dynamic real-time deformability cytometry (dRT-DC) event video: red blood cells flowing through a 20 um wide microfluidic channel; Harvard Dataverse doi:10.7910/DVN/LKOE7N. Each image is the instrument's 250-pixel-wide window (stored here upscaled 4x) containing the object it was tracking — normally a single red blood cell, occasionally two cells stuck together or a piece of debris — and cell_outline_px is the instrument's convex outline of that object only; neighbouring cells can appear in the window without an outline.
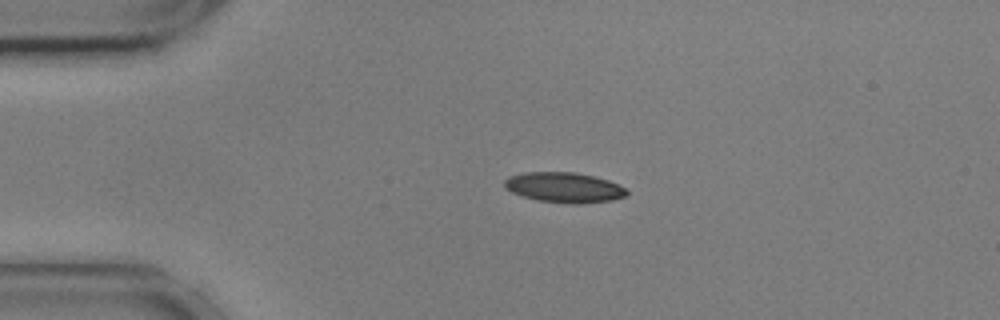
{"species": "common noctule bat (a hibernating species)", "species_latin": "Nyctalus noctula", "temperature_condition": "cold", "stored_images_in_passage": 37, "camera_frame_rate_fps": 3000, "um_per_image_px": 0.085, "animal": {"sex": "male", "body_mass_g": 17.9, "forearm_length_mm": 54.2}, "frame": {"image": 1, "passage_image": 1, "time_ms": 0.0, "image_size_px": [1000, 320], "cell_outline_px": [[628, 192], [624, 196], [612, 200], [580, 204], [572, 204], [540, 200], [524, 196], [512, 192], [504, 188], [504, 180], [508, 176], [524, 172], [576, 172], [608, 180], [628, 188]], "centroid_in_image_um": [47.95, 15.92], "position_along_channel_um": 37.0, "area_um2": 21.5}}
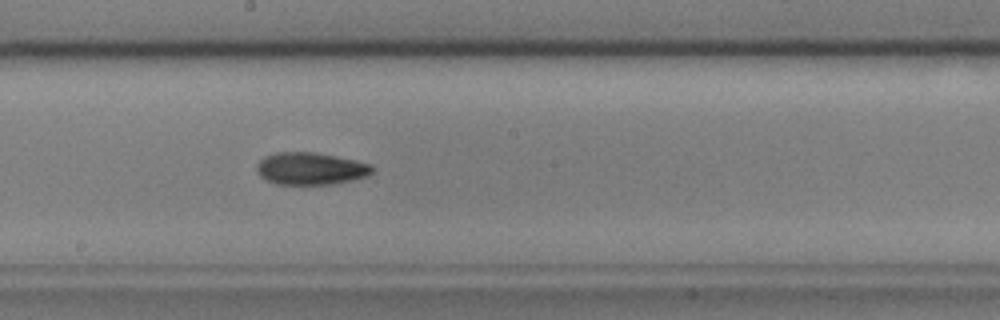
{"frame": {"image": 2, "passage_image": 19, "time_ms": 6.0, "image_size_px": [1000, 320], "cell_outline_px": [[372, 172], [368, 176], [352, 180], [332, 184], [276, 184], [264, 180], [256, 172], [256, 164], [264, 156], [276, 152], [316, 152], [356, 160], [372, 164]], "centroid_in_image_um": [26.37, 14.33], "position_along_channel_um": 221.8, "area_um2": 21.96}}
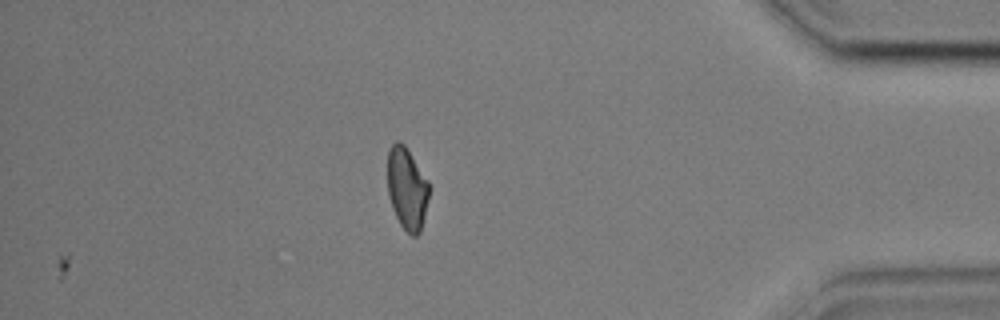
{"frame": {"image": 3, "passage_image": 37, "time_ms": 12.0, "image_size_px": [1000, 320], "cell_outline_px": [[428, 196], [424, 216], [420, 232], [416, 236], [412, 236], [400, 224], [392, 208], [388, 196], [388, 152], [392, 144], [396, 140], [400, 140], [404, 144], [428, 180]], "centroid_in_image_um": [34.57, 16.0], "position_along_channel_um": 400.6, "area_um2": 19.65}, "authors_computed_cell_mechanics": {"area_um2": 21.675, "velocity_mm_per_s": 3.6157, "shape_relaxation_time_tau1_ms": 4.4871, "shape_relaxation_time_tau2_ms": 6.9898, "deformation_change_tau1": 0.127, "deformation_change_tau2": 0.121}}